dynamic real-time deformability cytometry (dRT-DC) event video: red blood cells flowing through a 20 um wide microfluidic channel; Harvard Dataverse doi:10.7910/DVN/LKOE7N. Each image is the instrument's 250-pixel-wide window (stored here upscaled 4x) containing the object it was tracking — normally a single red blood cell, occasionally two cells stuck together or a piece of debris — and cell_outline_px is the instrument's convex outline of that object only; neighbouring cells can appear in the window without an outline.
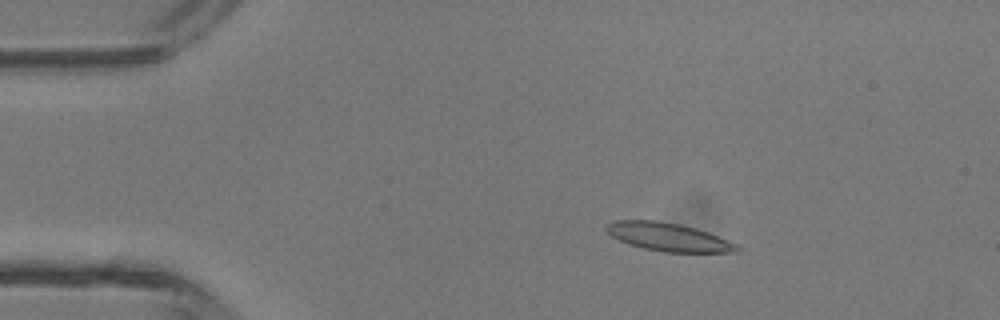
{"species": "common noctule bat (a hibernating species)", "species_latin": "Nyctalus noctula", "temperature_condition": "room temperature", "stored_images_in_passage": 5, "camera_frame_rate_fps": 3000, "um_per_image_px": 0.085, "animal": {"sex": "male", "body_mass_g": 13.3}, "frame": {"image": 1, "passage_image": 2, "time_ms": 1.0, "image_size_px": [1000, 320], "cell_outline_px": [[740, 252], [664, 252], [644, 248], [628, 244], [612, 236], [604, 228], [608, 224], [616, 220], [656, 220], [680, 224], [696, 228], [708, 232], [736, 244], [740, 248]], "centroid_in_image_um": [56.81, 20.14], "position_along_channel_um": 28.2, "area_um2": 21.33}}
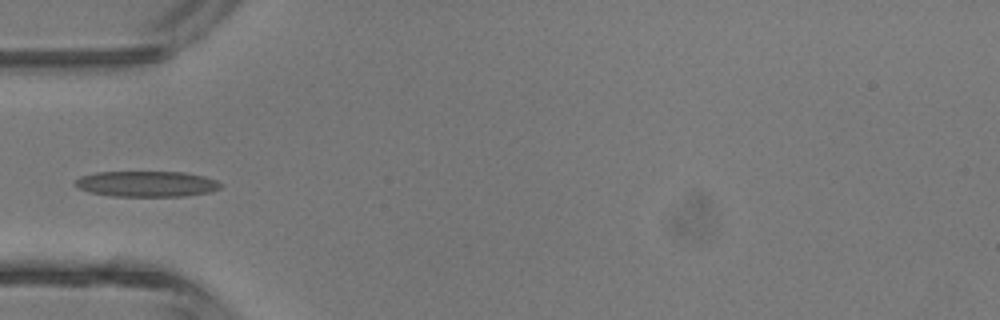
{"frame": {"image": 2, "passage_image": 4, "time_ms": 3.333, "image_size_px": [1000, 320], "cell_outline_px": [[224, 184], [220, 188], [212, 192], [184, 196], [112, 196], [88, 192], [72, 184], [80, 176], [96, 172], [184, 172], [204, 176], [216, 180]], "centroid_in_image_um": [12.48, 15.63], "position_along_channel_um": 72.5, "area_um2": 21.96}}
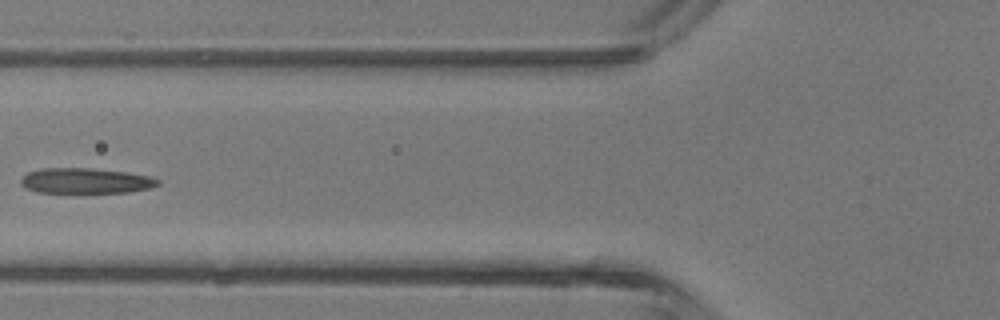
{"frame": {"image": 3, "passage_image": 5, "time_ms": 4.333, "image_size_px": [1000, 320], "cell_outline_px": [[160, 184], [148, 188], [128, 192], [36, 192], [24, 188], [20, 184], [20, 180], [28, 172], [40, 168], [88, 168], [124, 172], [152, 176], [160, 180]], "centroid_in_image_um": [7.25, 15.36], "position_along_channel_um": 118.5, "area_um2": 20.17}}